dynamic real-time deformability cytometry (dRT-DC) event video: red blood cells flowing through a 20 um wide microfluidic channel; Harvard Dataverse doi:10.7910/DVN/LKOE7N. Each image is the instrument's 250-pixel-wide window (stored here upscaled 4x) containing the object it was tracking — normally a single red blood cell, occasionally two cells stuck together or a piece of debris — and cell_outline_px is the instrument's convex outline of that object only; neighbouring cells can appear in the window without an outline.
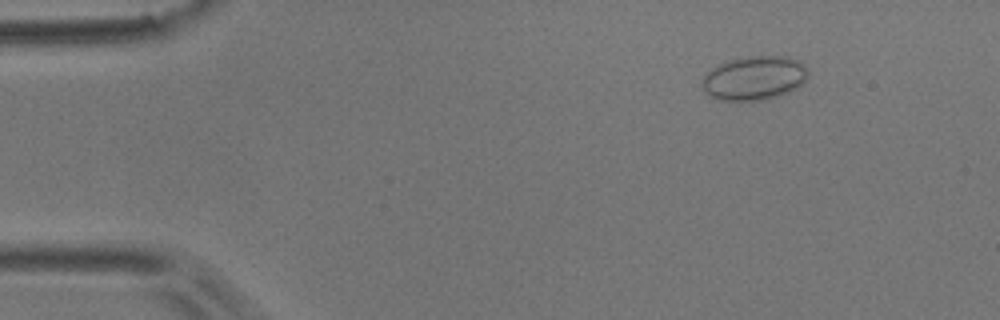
{"species": "common noctule bat (a hibernating species)", "species_latin": "Nyctalus noctula", "temperature_condition": "room temperature", "stored_images_in_passage": 49, "camera_frame_rate_fps": 3000, "um_per_image_px": 0.085, "animal": {"sex": "male", "body_mass_g": 17.9}, "frame": {"image": 1, "passage_image": 2, "time_ms": 0.333, "image_size_px": [1000, 320], "cell_outline_px": [[808, 76], [796, 88], [788, 92], [776, 96], [760, 100], [720, 100], [704, 92], [700, 84], [704, 76], [712, 68], [728, 60], [748, 56], [788, 56], [800, 60], [808, 68]], "centroid_in_image_um": [64.12, 6.61], "position_along_channel_um": 20.9, "area_um2": 27.17}}
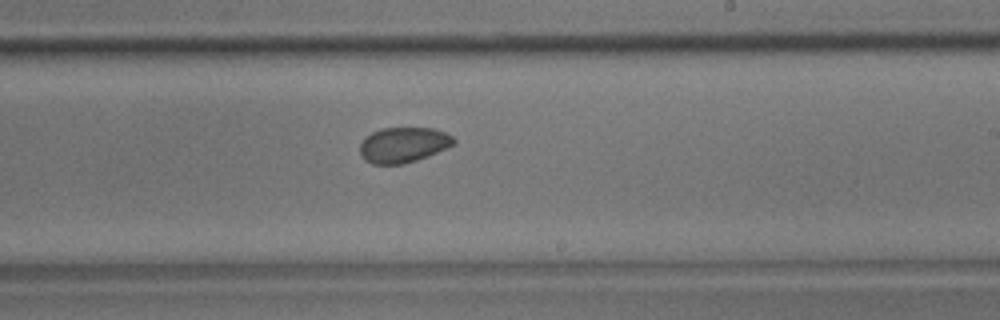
{"frame": {"image": 2, "passage_image": 27, "time_ms": 8.667, "image_size_px": [1000, 320], "cell_outline_px": [[456, 144], [428, 156], [404, 164], [372, 164], [364, 160], [360, 156], [360, 144], [364, 136], [380, 128], [432, 128], [444, 132], [452, 136], [456, 140]], "centroid_in_image_um": [34.26, 12.31], "position_along_channel_um": 254.7, "area_um2": 19.54}}
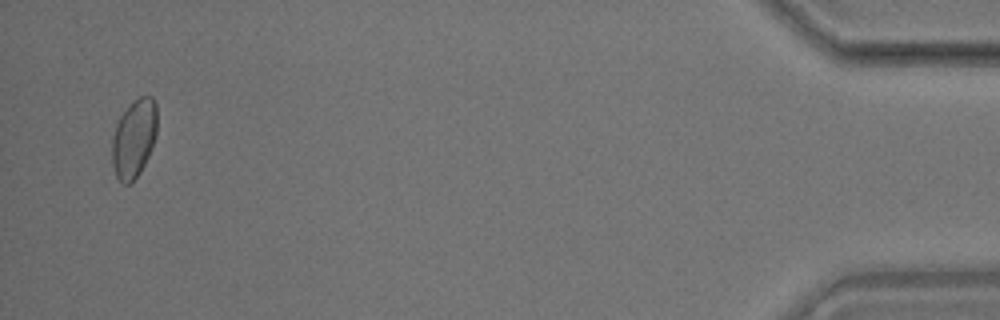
{"frame": {"image": 3, "passage_image": 47, "time_ms": 15.333, "image_size_px": [1000, 320], "cell_outline_px": [[156, 132], [148, 156], [140, 172], [128, 184], [124, 184], [116, 176], [112, 164], [112, 136], [116, 124], [120, 116], [140, 96], [152, 96], [156, 104]], "centroid_in_image_um": [11.37, 11.77], "position_along_channel_um": 423.8, "area_um2": 20.11}, "authors_computed_cell_mechanics": {"area_um2": 20.23, "velocity_mm_per_s": 3.7613, "shape_relaxation_time_tau1_ms": 0.9104, "shape_relaxation_time_tau2_ms": 5.1999, "deformation_change_tau1": 0.0354, "deformation_change_tau2": 0.0511}}